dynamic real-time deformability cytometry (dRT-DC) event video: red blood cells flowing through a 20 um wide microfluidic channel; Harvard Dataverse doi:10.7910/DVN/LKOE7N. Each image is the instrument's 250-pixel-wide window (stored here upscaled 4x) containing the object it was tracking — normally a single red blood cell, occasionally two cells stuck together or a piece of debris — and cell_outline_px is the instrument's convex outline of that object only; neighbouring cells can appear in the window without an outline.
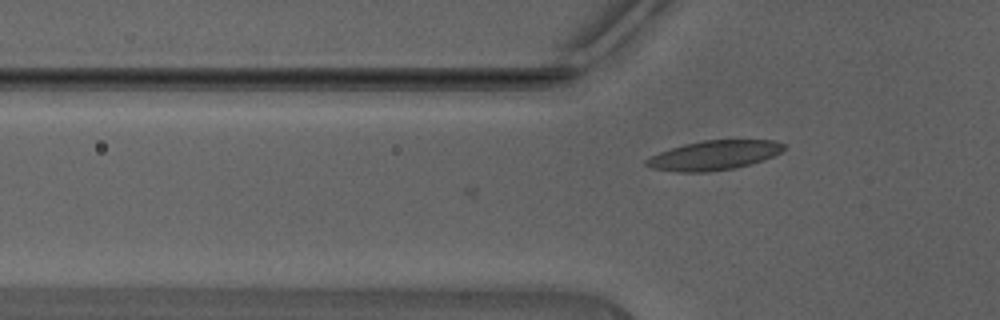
{"species": "Egyptian fruit bat (a non-hibernating species)", "species_latin": "Rousettus aegyptiacus", "temperature_condition": "warm", "stored_images_in_passage": 4, "camera_frame_rate_fps": 3000, "um_per_image_px": 0.085, "animal": {"sex": "male"}, "frame": {"image": 1, "passage_image": 4, "time_ms": 1.0, "image_size_px": [1000, 320], "cell_outline_px": [[784, 148], [780, 152], [764, 160], [732, 168], [704, 172], [676, 172], [652, 168], [644, 164], [644, 160], [660, 152], [684, 144], [704, 140], [772, 140], [784, 144]], "centroid_in_image_um": [60.66, 13.2], "position_along_channel_um": 65.1, "area_um2": 23.24}}